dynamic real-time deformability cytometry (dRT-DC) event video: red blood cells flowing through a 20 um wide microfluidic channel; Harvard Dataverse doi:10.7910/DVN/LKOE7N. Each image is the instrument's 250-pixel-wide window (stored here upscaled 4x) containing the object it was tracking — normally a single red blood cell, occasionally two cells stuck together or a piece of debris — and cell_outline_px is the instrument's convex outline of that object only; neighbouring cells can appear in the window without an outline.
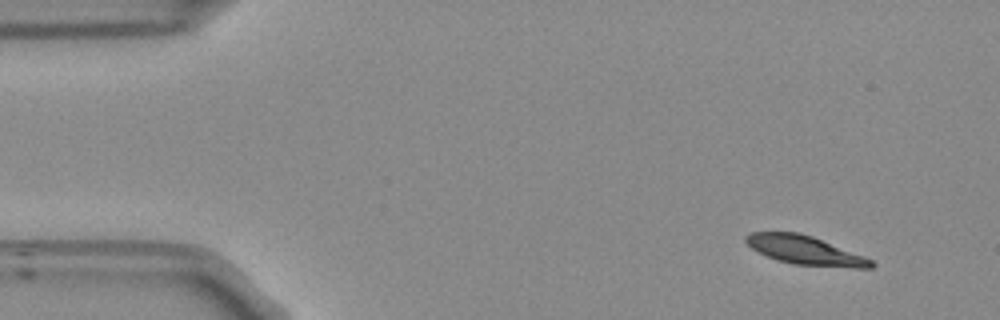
{"species": "Egyptian fruit bat (a non-hibernating species)", "species_latin": "Rousettus aegyptiacus", "temperature_condition": "room temperature", "stored_images_in_passage": 50, "camera_frame_rate_fps": 3000, "um_per_image_px": 0.085, "frame": {"image": 1, "passage_image": 1, "time_ms": 0.0, "image_size_px": [1000, 320], "cell_outline_px": [[876, 264], [872, 268], [852, 268], [792, 264], [776, 260], [752, 248], [744, 240], [744, 236], [752, 232], [796, 232], [812, 236], [872, 260]], "centroid_in_image_um": [68.42, 21.28], "position_along_channel_um": 16.6, "area_um2": 20.75}}
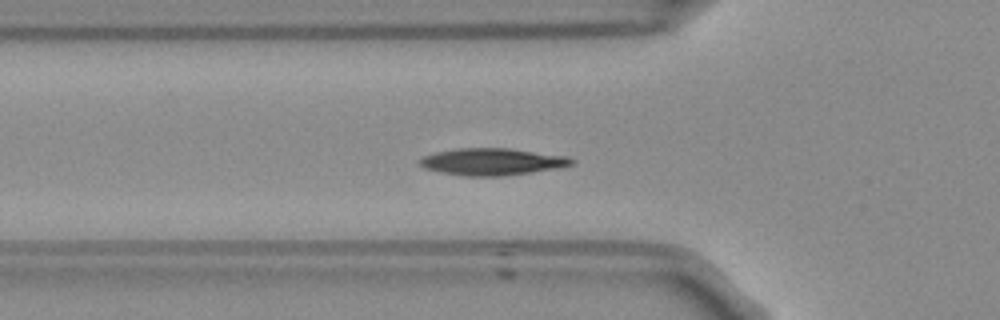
{"frame": {"image": 2, "passage_image": 14, "time_ms": 4.333, "image_size_px": [1000, 320], "cell_outline_px": [[576, 164], [560, 168], [500, 176], [464, 176], [440, 172], [424, 168], [420, 164], [420, 160], [424, 156], [436, 152], [456, 148], [508, 148], [568, 156], [576, 160]], "centroid_in_image_um": [41.89, 13.74], "position_along_channel_um": 83.9, "area_um2": 23.93}}
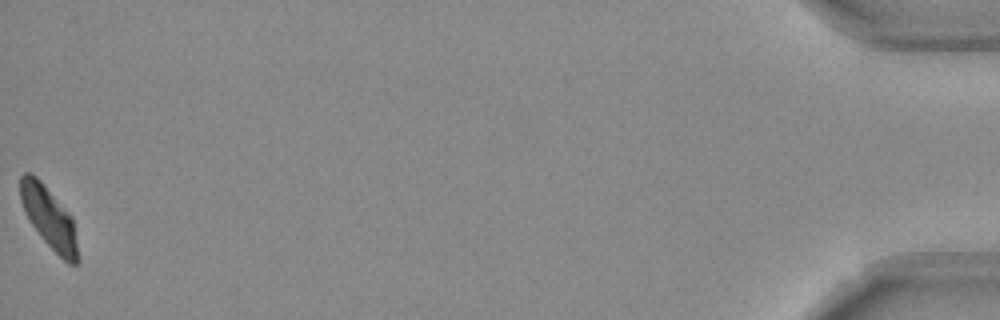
{"frame": {"image": 3, "passage_image": 50, "time_ms": 16.333, "image_size_px": [1000, 320], "cell_outline_px": [[80, 260], [76, 264], [68, 264], [40, 236], [32, 224], [20, 200], [20, 176], [24, 172], [28, 172], [36, 176], [40, 180], [72, 216]], "centroid_in_image_um": [4.19, 18.51], "position_along_channel_um": 431.0, "area_um2": 20.35}, "authors_computed_cell_mechanics": {"area_um2": 22.3397, "velocity_mm_per_s": 3.7601, "shape_relaxation_time_tau1_ms": 3.0519, "shape_relaxation_time_tau2_ms": null, "deformation_change_tau1": 0.1316, "deformation_change_tau2": null}}